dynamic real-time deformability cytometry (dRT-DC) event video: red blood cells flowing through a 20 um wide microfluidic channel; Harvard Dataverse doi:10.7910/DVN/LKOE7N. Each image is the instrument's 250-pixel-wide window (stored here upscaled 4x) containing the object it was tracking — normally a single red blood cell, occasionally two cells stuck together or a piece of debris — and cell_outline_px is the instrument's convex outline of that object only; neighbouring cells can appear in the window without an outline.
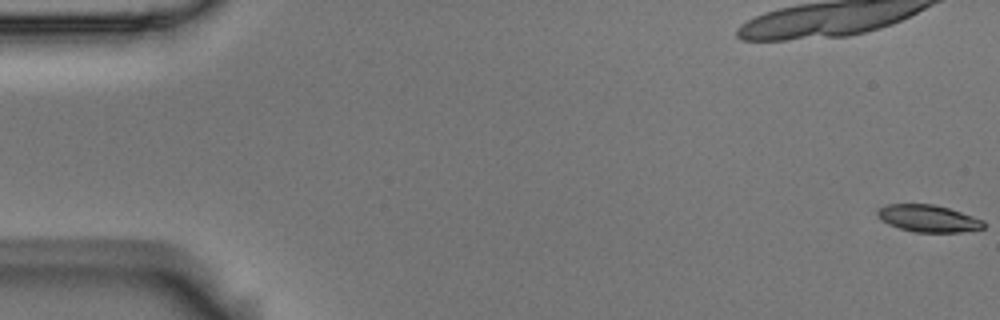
{"species": "Egyptian fruit bat (a non-hibernating species)", "species_latin": "Rousettus aegyptiacus", "temperature_condition": "room temperature", "stored_images_in_passage": 56, "camera_frame_rate_fps": 3000, "um_per_image_px": 0.085, "animal": {"sex": "male"}, "frame": {"image": 1, "passage_image": 1, "time_ms": 0.0, "image_size_px": [1000, 320], "cell_outline_px": [[984, 228], [960, 232], [916, 232], [900, 228], [888, 224], [876, 212], [880, 208], [888, 204], [932, 204], [948, 208], [984, 220]], "centroid_in_image_um": [78.93, 18.57], "position_along_channel_um": 6.1, "area_um2": 16.42}}
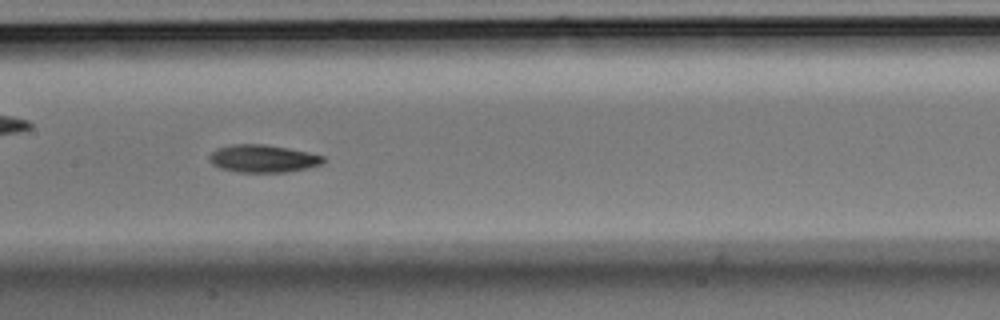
{"frame": {"image": 2, "passage_image": 28, "time_ms": 9.0, "image_size_px": [1000, 320], "cell_outline_px": [[324, 160], [320, 164], [308, 168], [284, 172], [240, 172], [220, 168], [212, 164], [208, 160], [208, 156], [216, 148], [232, 144], [264, 144], [288, 148], [308, 152], [324, 156]], "centroid_in_image_um": [22.31, 13.47], "position_along_channel_um": 185.1, "area_um2": 18.32}}
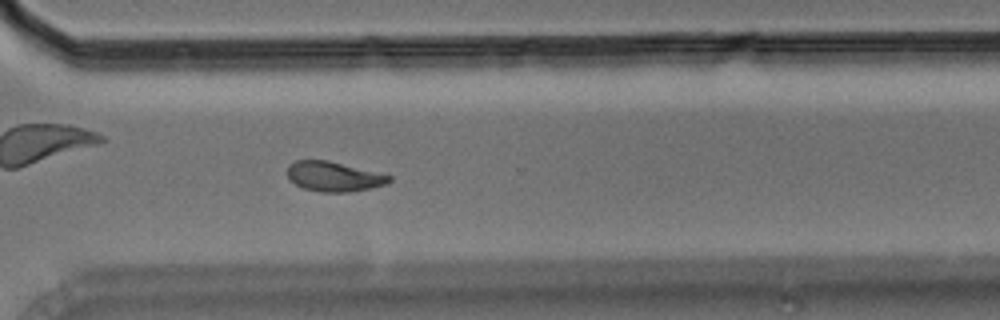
{"frame": {"image": 3, "passage_image": 41, "time_ms": 13.333, "image_size_px": [1000, 320], "cell_outline_px": [[392, 180], [388, 184], [348, 192], [320, 192], [304, 188], [288, 180], [288, 164], [296, 160], [328, 160], [392, 176]], "centroid_in_image_um": [28.35, 15.0], "position_along_channel_um": 342.2, "area_um2": 17.63}, "authors_computed_cell_mechanics": {"area_um2": 17.918, "velocity_mm_per_s": 3.6406, "shape_relaxation_time_tau1_ms": 4.3041, "shape_relaxation_time_tau2_ms": 7.656, "deformation_change_tau1": 0.1274, "deformation_change_tau2": 0.1414}}